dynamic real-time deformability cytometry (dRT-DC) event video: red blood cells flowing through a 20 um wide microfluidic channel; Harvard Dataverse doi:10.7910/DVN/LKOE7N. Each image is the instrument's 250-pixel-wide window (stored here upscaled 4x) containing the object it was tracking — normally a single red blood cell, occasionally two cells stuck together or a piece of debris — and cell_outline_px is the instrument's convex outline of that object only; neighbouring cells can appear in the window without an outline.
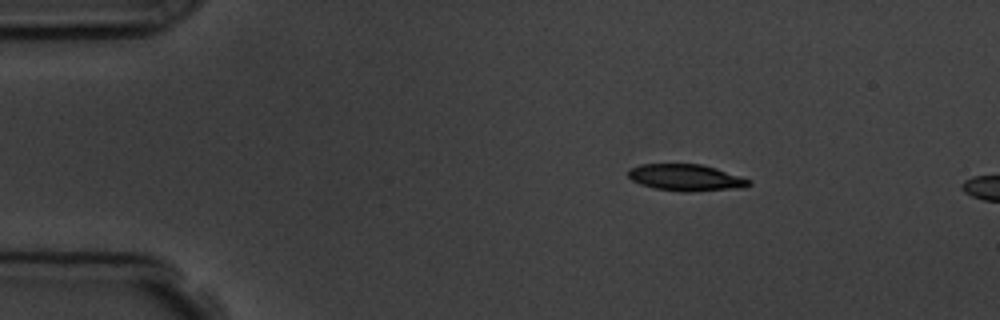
{"species": "common noctule bat (a hibernating species)", "species_latin": "Nyctalus noctula", "temperature_condition": "room temperature", "stored_images_in_passage": 2, "camera_frame_rate_fps": 3000, "um_per_image_px": 0.085, "animal": {"sex": "male", "body_mass_g": 19.5, "forearm_length_mm": 54.6}, "frame": {"image": 1, "passage_image": 1, "time_ms": 0.0, "image_size_px": [1000, 320], "cell_outline_px": [[752, 184], [744, 188], [688, 192], [684, 192], [656, 188], [640, 184], [632, 180], [628, 176], [628, 168], [640, 164], [700, 164], [716, 168], [752, 180]], "centroid_in_image_um": [58.33, 15.1], "position_along_channel_um": 26.7, "area_um2": 18.84}}